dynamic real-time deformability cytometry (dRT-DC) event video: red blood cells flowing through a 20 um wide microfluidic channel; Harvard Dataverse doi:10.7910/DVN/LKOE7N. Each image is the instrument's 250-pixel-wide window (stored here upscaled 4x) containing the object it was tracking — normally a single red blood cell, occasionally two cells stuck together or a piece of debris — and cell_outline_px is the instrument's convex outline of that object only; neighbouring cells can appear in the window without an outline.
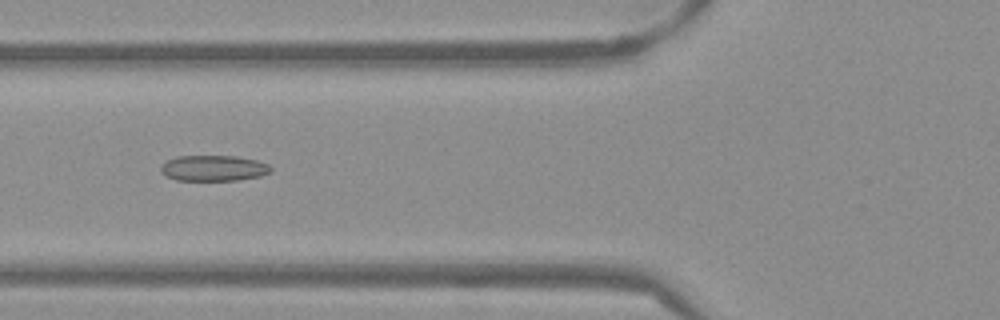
{"species": "Egyptian fruit bat (a non-hibernating species)", "species_latin": "Rousettus aegyptiacus", "temperature_condition": "warm", "stored_images_in_passage": 54, "camera_frame_rate_fps": 3000, "um_per_image_px": 0.085, "frame": {"image": 1, "passage_image": 21, "time_ms": 6.667, "image_size_px": [1000, 320], "cell_outline_px": [[272, 172], [260, 176], [236, 180], [176, 180], [164, 176], [160, 172], [160, 168], [168, 160], [176, 156], [236, 156], [256, 160], [268, 164], [272, 168]], "centroid_in_image_um": [18.15, 14.29], "position_along_channel_um": 107.7, "area_um2": 16.53}}
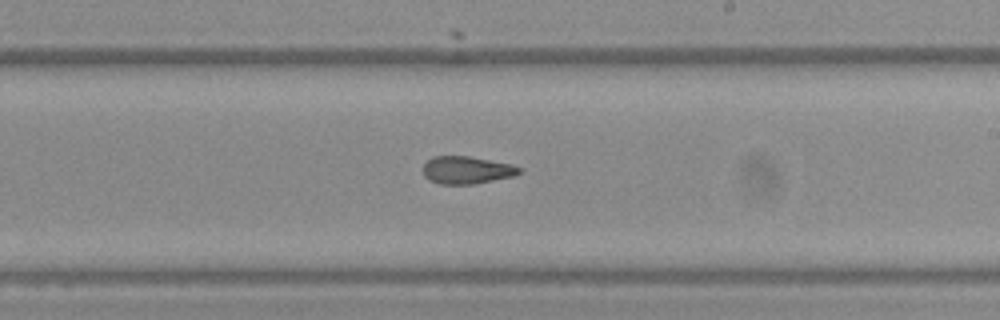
{"frame": {"image": 2, "passage_image": 32, "time_ms": 10.333, "image_size_px": [1000, 320], "cell_outline_px": [[520, 172], [516, 176], [476, 184], [440, 184], [428, 180], [424, 176], [424, 164], [432, 156], [468, 156], [512, 164], [520, 168]], "centroid_in_image_um": [39.68, 14.46], "position_along_channel_um": 249.3, "area_um2": 15.55}}
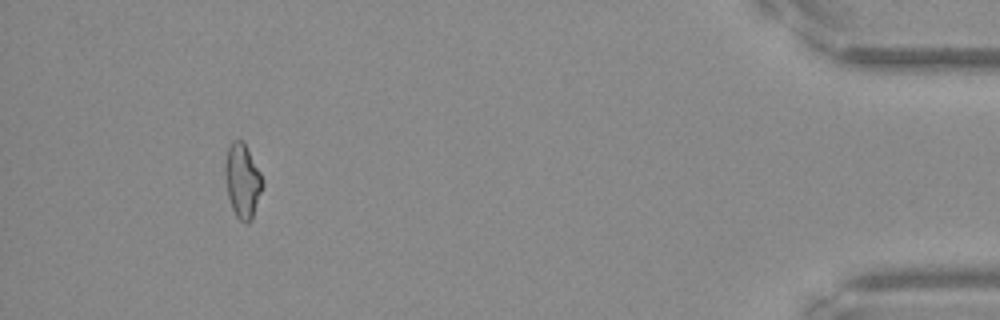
{"frame": {"image": 3, "passage_image": 50, "time_ms": 16.333, "image_size_px": [1000, 320], "cell_outline_px": [[264, 184], [252, 220], [244, 224], [236, 216], [232, 208], [228, 196], [224, 172], [224, 164], [228, 148], [232, 140], [244, 140], [264, 180]], "centroid_in_image_um": [20.62, 15.36], "position_along_channel_um": 414.6, "area_um2": 16.42}, "authors_computed_cell_mechanics": {"area_um2": 16.3863, "velocity_mm_per_s": 3.8502, "shape_relaxation_time_tau1_ms": null, "shape_relaxation_time_tau2_ms": 2.993, "deformation_change_tau1": null, "deformation_change_tau2": 0.1118}}